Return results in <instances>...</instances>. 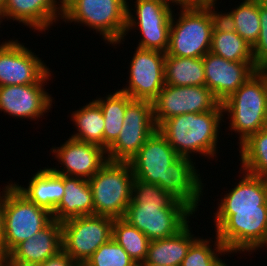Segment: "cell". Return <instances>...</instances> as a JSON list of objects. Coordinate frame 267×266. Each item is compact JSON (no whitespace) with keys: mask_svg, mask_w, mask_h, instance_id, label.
<instances>
[{"mask_svg":"<svg viewBox=\"0 0 267 266\" xmlns=\"http://www.w3.org/2000/svg\"><path fill=\"white\" fill-rule=\"evenodd\" d=\"M195 212L157 184L134 179L132 200L123 219L143 232L150 241L177 234Z\"/></svg>","mask_w":267,"mask_h":266,"instance_id":"obj_1","label":"cell"},{"mask_svg":"<svg viewBox=\"0 0 267 266\" xmlns=\"http://www.w3.org/2000/svg\"><path fill=\"white\" fill-rule=\"evenodd\" d=\"M223 118V111L187 113L164 120L157 129L179 156L193 159L192 154H199L210 159L218 157Z\"/></svg>","mask_w":267,"mask_h":266,"instance_id":"obj_2","label":"cell"},{"mask_svg":"<svg viewBox=\"0 0 267 266\" xmlns=\"http://www.w3.org/2000/svg\"><path fill=\"white\" fill-rule=\"evenodd\" d=\"M217 9V11H216ZM172 14L167 55L200 58L210 52L212 32L221 18L218 7L180 6ZM178 18V19H177Z\"/></svg>","mask_w":267,"mask_h":266,"instance_id":"obj_3","label":"cell"},{"mask_svg":"<svg viewBox=\"0 0 267 266\" xmlns=\"http://www.w3.org/2000/svg\"><path fill=\"white\" fill-rule=\"evenodd\" d=\"M128 0H63L62 22L82 24L106 44H121L127 21Z\"/></svg>","mask_w":267,"mask_h":266,"instance_id":"obj_4","label":"cell"},{"mask_svg":"<svg viewBox=\"0 0 267 266\" xmlns=\"http://www.w3.org/2000/svg\"><path fill=\"white\" fill-rule=\"evenodd\" d=\"M222 104L230 132L239 137L240 145L251 134L267 127V85L256 71Z\"/></svg>","mask_w":267,"mask_h":266,"instance_id":"obj_5","label":"cell"},{"mask_svg":"<svg viewBox=\"0 0 267 266\" xmlns=\"http://www.w3.org/2000/svg\"><path fill=\"white\" fill-rule=\"evenodd\" d=\"M215 235L232 253L249 255L267 246V202L260 209L234 210V214H214Z\"/></svg>","mask_w":267,"mask_h":266,"instance_id":"obj_6","label":"cell"},{"mask_svg":"<svg viewBox=\"0 0 267 266\" xmlns=\"http://www.w3.org/2000/svg\"><path fill=\"white\" fill-rule=\"evenodd\" d=\"M134 175L129 162L107 163L88 180L94 215L123 218L132 200Z\"/></svg>","mask_w":267,"mask_h":266,"instance_id":"obj_7","label":"cell"},{"mask_svg":"<svg viewBox=\"0 0 267 266\" xmlns=\"http://www.w3.org/2000/svg\"><path fill=\"white\" fill-rule=\"evenodd\" d=\"M4 187L5 235L3 251L8 254L20 243L45 228L53 216L24 196L12 180Z\"/></svg>","mask_w":267,"mask_h":266,"instance_id":"obj_8","label":"cell"},{"mask_svg":"<svg viewBox=\"0 0 267 266\" xmlns=\"http://www.w3.org/2000/svg\"><path fill=\"white\" fill-rule=\"evenodd\" d=\"M134 3L132 9L127 2L124 37L131 30H135L134 32L138 30L141 34L137 47L166 53L169 46L172 14H175L172 9L175 5L168 0H136ZM132 10L134 13L131 12Z\"/></svg>","mask_w":267,"mask_h":266,"instance_id":"obj_9","label":"cell"},{"mask_svg":"<svg viewBox=\"0 0 267 266\" xmlns=\"http://www.w3.org/2000/svg\"><path fill=\"white\" fill-rule=\"evenodd\" d=\"M156 130L153 102L132 99L127 104L119 136L106 151L108 161L129 162Z\"/></svg>","mask_w":267,"mask_h":266,"instance_id":"obj_10","label":"cell"},{"mask_svg":"<svg viewBox=\"0 0 267 266\" xmlns=\"http://www.w3.org/2000/svg\"><path fill=\"white\" fill-rule=\"evenodd\" d=\"M114 219L85 215L66 220L62 225V249L79 265L112 238Z\"/></svg>","mask_w":267,"mask_h":266,"instance_id":"obj_11","label":"cell"},{"mask_svg":"<svg viewBox=\"0 0 267 266\" xmlns=\"http://www.w3.org/2000/svg\"><path fill=\"white\" fill-rule=\"evenodd\" d=\"M18 39L0 42V86L47 84L52 71Z\"/></svg>","mask_w":267,"mask_h":266,"instance_id":"obj_12","label":"cell"},{"mask_svg":"<svg viewBox=\"0 0 267 266\" xmlns=\"http://www.w3.org/2000/svg\"><path fill=\"white\" fill-rule=\"evenodd\" d=\"M152 102L157 127L164 120L181 114L223 111L222 104L207 86L165 84Z\"/></svg>","mask_w":267,"mask_h":266,"instance_id":"obj_13","label":"cell"},{"mask_svg":"<svg viewBox=\"0 0 267 266\" xmlns=\"http://www.w3.org/2000/svg\"><path fill=\"white\" fill-rule=\"evenodd\" d=\"M165 55L161 51L136 47L128 67V86L119 90L132 99L153 101L165 86Z\"/></svg>","mask_w":267,"mask_h":266,"instance_id":"obj_14","label":"cell"},{"mask_svg":"<svg viewBox=\"0 0 267 266\" xmlns=\"http://www.w3.org/2000/svg\"><path fill=\"white\" fill-rule=\"evenodd\" d=\"M50 150L63 167H51L53 172L84 180L92 178L108 161L106 150L100 146L76 140L70 136L59 147L52 146Z\"/></svg>","mask_w":267,"mask_h":266,"instance_id":"obj_15","label":"cell"},{"mask_svg":"<svg viewBox=\"0 0 267 266\" xmlns=\"http://www.w3.org/2000/svg\"><path fill=\"white\" fill-rule=\"evenodd\" d=\"M205 86L223 103L256 71L254 62H234L211 52L203 56Z\"/></svg>","mask_w":267,"mask_h":266,"instance_id":"obj_16","label":"cell"},{"mask_svg":"<svg viewBox=\"0 0 267 266\" xmlns=\"http://www.w3.org/2000/svg\"><path fill=\"white\" fill-rule=\"evenodd\" d=\"M178 157L179 155L157 129L129 163L134 179L157 184L165 191L166 169Z\"/></svg>","mask_w":267,"mask_h":266,"instance_id":"obj_17","label":"cell"},{"mask_svg":"<svg viewBox=\"0 0 267 266\" xmlns=\"http://www.w3.org/2000/svg\"><path fill=\"white\" fill-rule=\"evenodd\" d=\"M46 84L0 86V111L17 119L36 121L49 113L53 96ZM52 96V97H51ZM52 105V106H51ZM49 111V112H48Z\"/></svg>","mask_w":267,"mask_h":266,"instance_id":"obj_18","label":"cell"},{"mask_svg":"<svg viewBox=\"0 0 267 266\" xmlns=\"http://www.w3.org/2000/svg\"><path fill=\"white\" fill-rule=\"evenodd\" d=\"M63 0H6L4 21L19 22L40 33L48 31L53 23L62 20Z\"/></svg>","mask_w":267,"mask_h":266,"instance_id":"obj_19","label":"cell"},{"mask_svg":"<svg viewBox=\"0 0 267 266\" xmlns=\"http://www.w3.org/2000/svg\"><path fill=\"white\" fill-rule=\"evenodd\" d=\"M193 162V159L184 156H179L172 162L166 169L165 192L170 193L196 213L198 206L202 205L200 203L205 184L202 183L204 182L202 176Z\"/></svg>","mask_w":267,"mask_h":266,"instance_id":"obj_20","label":"cell"},{"mask_svg":"<svg viewBox=\"0 0 267 266\" xmlns=\"http://www.w3.org/2000/svg\"><path fill=\"white\" fill-rule=\"evenodd\" d=\"M242 177L218 201L213 214H234V210L260 209L267 202V178L252 175L240 169Z\"/></svg>","mask_w":267,"mask_h":266,"instance_id":"obj_21","label":"cell"},{"mask_svg":"<svg viewBox=\"0 0 267 266\" xmlns=\"http://www.w3.org/2000/svg\"><path fill=\"white\" fill-rule=\"evenodd\" d=\"M62 250V225L52 220L45 228L32 238L18 244L10 253L8 259L41 264L47 258Z\"/></svg>","mask_w":267,"mask_h":266,"instance_id":"obj_22","label":"cell"},{"mask_svg":"<svg viewBox=\"0 0 267 266\" xmlns=\"http://www.w3.org/2000/svg\"><path fill=\"white\" fill-rule=\"evenodd\" d=\"M28 182L27 188L12 183L35 205L53 213L65 194L64 176L56 174L48 166L40 168Z\"/></svg>","mask_w":267,"mask_h":266,"instance_id":"obj_23","label":"cell"},{"mask_svg":"<svg viewBox=\"0 0 267 266\" xmlns=\"http://www.w3.org/2000/svg\"><path fill=\"white\" fill-rule=\"evenodd\" d=\"M65 194L52 213L53 219L62 223L66 220L94 215L92 191L88 180L64 176Z\"/></svg>","mask_w":267,"mask_h":266,"instance_id":"obj_24","label":"cell"},{"mask_svg":"<svg viewBox=\"0 0 267 266\" xmlns=\"http://www.w3.org/2000/svg\"><path fill=\"white\" fill-rule=\"evenodd\" d=\"M189 223L177 234L150 241L147 257L144 262L180 266L190 245L198 238L193 234Z\"/></svg>","mask_w":267,"mask_h":266,"instance_id":"obj_25","label":"cell"},{"mask_svg":"<svg viewBox=\"0 0 267 266\" xmlns=\"http://www.w3.org/2000/svg\"><path fill=\"white\" fill-rule=\"evenodd\" d=\"M210 52L234 62H254L252 46L221 18L216 22Z\"/></svg>","mask_w":267,"mask_h":266,"instance_id":"obj_26","label":"cell"},{"mask_svg":"<svg viewBox=\"0 0 267 266\" xmlns=\"http://www.w3.org/2000/svg\"><path fill=\"white\" fill-rule=\"evenodd\" d=\"M132 98L121 90L108 93L104 97H96L94 101L100 106L104 117L103 149H107L116 141L123 126L127 104Z\"/></svg>","mask_w":267,"mask_h":266,"instance_id":"obj_27","label":"cell"},{"mask_svg":"<svg viewBox=\"0 0 267 266\" xmlns=\"http://www.w3.org/2000/svg\"><path fill=\"white\" fill-rule=\"evenodd\" d=\"M165 84L171 86H205L203 57L165 55Z\"/></svg>","mask_w":267,"mask_h":266,"instance_id":"obj_28","label":"cell"},{"mask_svg":"<svg viewBox=\"0 0 267 266\" xmlns=\"http://www.w3.org/2000/svg\"><path fill=\"white\" fill-rule=\"evenodd\" d=\"M76 131L71 138L100 146L103 149L104 117L100 106L92 102L72 111L71 117Z\"/></svg>","mask_w":267,"mask_h":266,"instance_id":"obj_29","label":"cell"},{"mask_svg":"<svg viewBox=\"0 0 267 266\" xmlns=\"http://www.w3.org/2000/svg\"><path fill=\"white\" fill-rule=\"evenodd\" d=\"M230 12L222 13L221 19L253 46L260 34L259 0H241Z\"/></svg>","mask_w":267,"mask_h":266,"instance_id":"obj_30","label":"cell"},{"mask_svg":"<svg viewBox=\"0 0 267 266\" xmlns=\"http://www.w3.org/2000/svg\"><path fill=\"white\" fill-rule=\"evenodd\" d=\"M242 170L267 178V127L251 134L238 148Z\"/></svg>","mask_w":267,"mask_h":266,"instance_id":"obj_31","label":"cell"},{"mask_svg":"<svg viewBox=\"0 0 267 266\" xmlns=\"http://www.w3.org/2000/svg\"><path fill=\"white\" fill-rule=\"evenodd\" d=\"M112 238L122 246L138 266L145 261L150 240L123 218L114 219Z\"/></svg>","mask_w":267,"mask_h":266,"instance_id":"obj_32","label":"cell"},{"mask_svg":"<svg viewBox=\"0 0 267 266\" xmlns=\"http://www.w3.org/2000/svg\"><path fill=\"white\" fill-rule=\"evenodd\" d=\"M228 254L230 253L223 246L217 235L214 241L211 240V237L204 239V237L198 236L190 245L180 266H217L222 261L221 256Z\"/></svg>","mask_w":267,"mask_h":266,"instance_id":"obj_33","label":"cell"},{"mask_svg":"<svg viewBox=\"0 0 267 266\" xmlns=\"http://www.w3.org/2000/svg\"><path fill=\"white\" fill-rule=\"evenodd\" d=\"M84 266H138L113 238L102 244Z\"/></svg>","mask_w":267,"mask_h":266,"instance_id":"obj_34","label":"cell"},{"mask_svg":"<svg viewBox=\"0 0 267 266\" xmlns=\"http://www.w3.org/2000/svg\"><path fill=\"white\" fill-rule=\"evenodd\" d=\"M260 34L252 46V54L256 67L267 64V3L259 0Z\"/></svg>","mask_w":267,"mask_h":266,"instance_id":"obj_35","label":"cell"},{"mask_svg":"<svg viewBox=\"0 0 267 266\" xmlns=\"http://www.w3.org/2000/svg\"><path fill=\"white\" fill-rule=\"evenodd\" d=\"M38 266H79L63 249Z\"/></svg>","mask_w":267,"mask_h":266,"instance_id":"obj_36","label":"cell"},{"mask_svg":"<svg viewBox=\"0 0 267 266\" xmlns=\"http://www.w3.org/2000/svg\"><path fill=\"white\" fill-rule=\"evenodd\" d=\"M217 0H177V6L217 7Z\"/></svg>","mask_w":267,"mask_h":266,"instance_id":"obj_37","label":"cell"},{"mask_svg":"<svg viewBox=\"0 0 267 266\" xmlns=\"http://www.w3.org/2000/svg\"><path fill=\"white\" fill-rule=\"evenodd\" d=\"M4 235H5L4 188L2 187V191L0 192V250H3Z\"/></svg>","mask_w":267,"mask_h":266,"instance_id":"obj_38","label":"cell"},{"mask_svg":"<svg viewBox=\"0 0 267 266\" xmlns=\"http://www.w3.org/2000/svg\"><path fill=\"white\" fill-rule=\"evenodd\" d=\"M6 266H38V264L23 262L16 259H8Z\"/></svg>","mask_w":267,"mask_h":266,"instance_id":"obj_39","label":"cell"},{"mask_svg":"<svg viewBox=\"0 0 267 266\" xmlns=\"http://www.w3.org/2000/svg\"><path fill=\"white\" fill-rule=\"evenodd\" d=\"M9 258V254L3 250H0V266H6Z\"/></svg>","mask_w":267,"mask_h":266,"instance_id":"obj_40","label":"cell"},{"mask_svg":"<svg viewBox=\"0 0 267 266\" xmlns=\"http://www.w3.org/2000/svg\"><path fill=\"white\" fill-rule=\"evenodd\" d=\"M257 71L261 74V76L264 78L266 85H267V64H264L257 68Z\"/></svg>","mask_w":267,"mask_h":266,"instance_id":"obj_41","label":"cell"},{"mask_svg":"<svg viewBox=\"0 0 267 266\" xmlns=\"http://www.w3.org/2000/svg\"><path fill=\"white\" fill-rule=\"evenodd\" d=\"M139 266H168V265L156 264V263H151V262H142Z\"/></svg>","mask_w":267,"mask_h":266,"instance_id":"obj_42","label":"cell"},{"mask_svg":"<svg viewBox=\"0 0 267 266\" xmlns=\"http://www.w3.org/2000/svg\"><path fill=\"white\" fill-rule=\"evenodd\" d=\"M5 5H6V0H0V12L1 13L3 12Z\"/></svg>","mask_w":267,"mask_h":266,"instance_id":"obj_43","label":"cell"},{"mask_svg":"<svg viewBox=\"0 0 267 266\" xmlns=\"http://www.w3.org/2000/svg\"><path fill=\"white\" fill-rule=\"evenodd\" d=\"M227 263H225L223 260L217 265V266H229V265H226Z\"/></svg>","mask_w":267,"mask_h":266,"instance_id":"obj_44","label":"cell"},{"mask_svg":"<svg viewBox=\"0 0 267 266\" xmlns=\"http://www.w3.org/2000/svg\"><path fill=\"white\" fill-rule=\"evenodd\" d=\"M3 16H2V13L0 12V25H1V23L3 22ZM1 27V26H0Z\"/></svg>","mask_w":267,"mask_h":266,"instance_id":"obj_45","label":"cell"},{"mask_svg":"<svg viewBox=\"0 0 267 266\" xmlns=\"http://www.w3.org/2000/svg\"><path fill=\"white\" fill-rule=\"evenodd\" d=\"M168 1L173 3L174 5H177V0H168Z\"/></svg>","mask_w":267,"mask_h":266,"instance_id":"obj_46","label":"cell"}]
</instances>
